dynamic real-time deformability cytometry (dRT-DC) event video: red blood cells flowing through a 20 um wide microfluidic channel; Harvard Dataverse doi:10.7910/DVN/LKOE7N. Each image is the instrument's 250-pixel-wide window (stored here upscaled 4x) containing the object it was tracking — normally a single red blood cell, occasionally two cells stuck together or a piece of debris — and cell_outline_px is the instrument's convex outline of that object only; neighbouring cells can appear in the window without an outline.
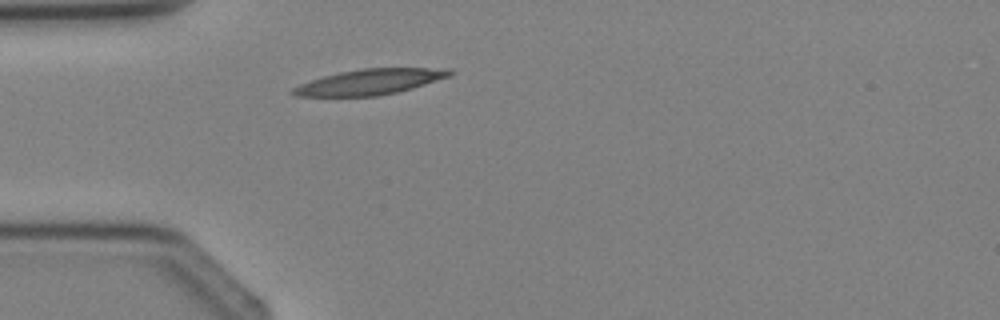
{"species": "Egyptian fruit bat (a non-hibernating species)", "species_latin": "Rousettus aegyptiacus", "temperature_condition": "cold", "stored_images_in_passage": 1, "camera_frame_rate_fps": 3000, "um_per_image_px": 0.085, "animal": {"sex": "female"}, "frame": {"image": 1, "passage_image": 1, "time_ms": 0.0, "image_size_px": [1000, 320], "cell_outline_px": [[456, 72], [452, 76], [412, 88], [396, 92], [376, 96], [296, 96], [292, 92], [292, 88], [300, 84], [324, 76], [340, 72], [364, 68], [452, 68]], "centroid_in_image_um": [31.53, 6.95], "position_along_channel_um": 53.5, "area_um2": 23.24}}